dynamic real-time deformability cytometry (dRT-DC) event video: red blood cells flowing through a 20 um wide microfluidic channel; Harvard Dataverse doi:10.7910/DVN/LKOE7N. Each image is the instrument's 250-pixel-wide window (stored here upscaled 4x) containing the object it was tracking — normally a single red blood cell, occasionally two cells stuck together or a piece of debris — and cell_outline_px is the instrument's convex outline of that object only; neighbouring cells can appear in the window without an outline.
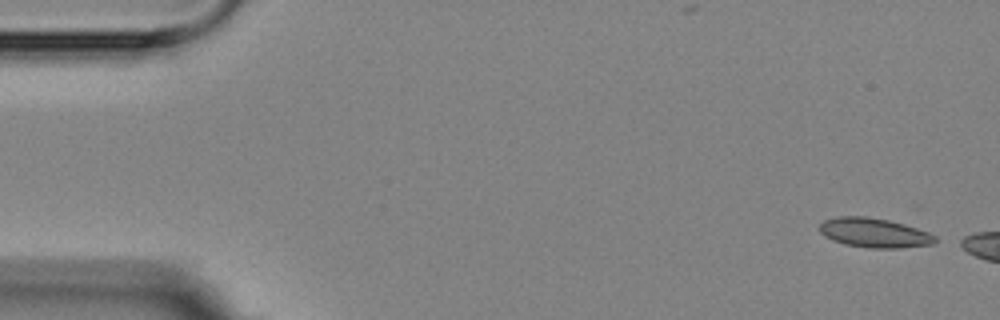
{"species": "Egyptian fruit bat (a non-hibernating species)", "species_latin": "Rousettus aegyptiacus", "temperature_condition": "room temperature", "stored_images_in_passage": 5, "camera_frame_rate_fps": 3000, "um_per_image_px": 0.085, "animal": {"sex": "female"}, "frame": {"image": 1, "passage_image": 1, "time_ms": 0.0, "image_size_px": [1000, 320], "cell_outline_px": [[940, 240], [932, 244], [900, 248], [868, 248], [844, 244], [832, 240], [824, 236], [820, 232], [820, 224], [824, 220], [836, 216], [864, 216], [888, 220], [904, 224], [928, 232], [936, 236]], "centroid_in_image_um": [74.31, 19.79], "position_along_channel_um": 10.7, "area_um2": 19.94}}
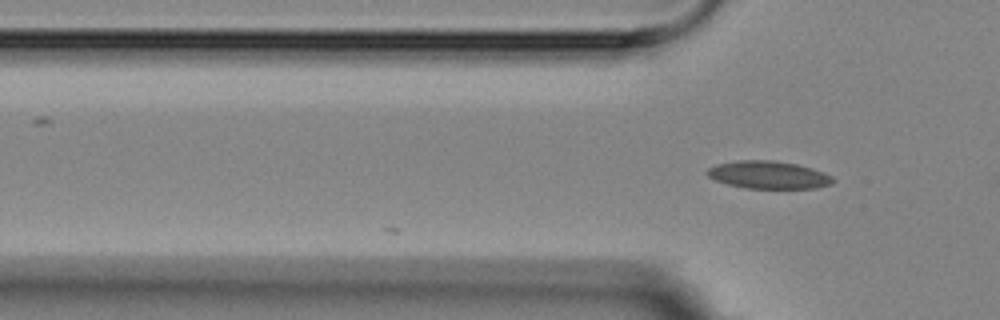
{"frame": {"image": 2, "passage_image": 5, "time_ms": 4.667, "image_size_px": [1000, 320], "cell_outline_px": [[836, 180], [832, 184], [816, 188], [744, 188], [728, 184], [716, 180], [708, 176], [704, 172], [708, 168], [716, 164], [736, 160], [772, 160], [796, 164], [812, 168], [824, 172], [832, 176]], "centroid_in_image_um": [65.32, 14.86], "position_along_channel_um": 60.5, "area_um2": 20.4}}